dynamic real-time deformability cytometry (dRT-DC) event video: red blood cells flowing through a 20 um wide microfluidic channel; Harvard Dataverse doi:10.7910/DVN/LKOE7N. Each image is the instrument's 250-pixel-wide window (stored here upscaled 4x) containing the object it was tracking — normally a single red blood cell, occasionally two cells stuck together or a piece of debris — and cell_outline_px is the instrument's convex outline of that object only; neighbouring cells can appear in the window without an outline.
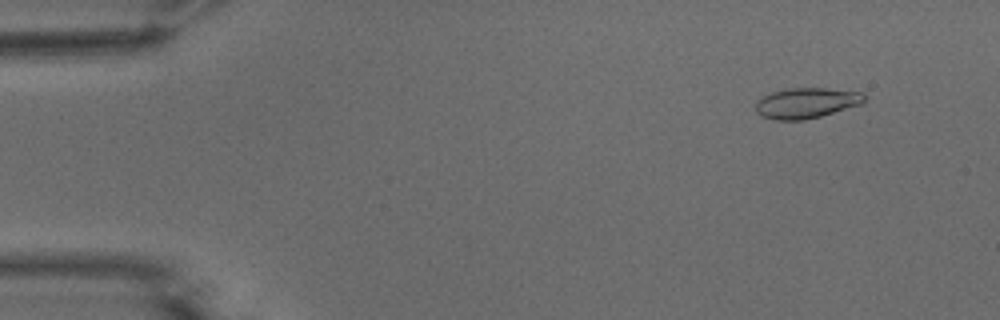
{"species": "common noctule bat (a hibernating species)", "species_latin": "Nyctalus noctula", "temperature_condition": "warm", "stored_images_in_passage": 54, "camera_frame_rate_fps": 3000, "um_per_image_px": 0.085, "animal": {"sex": "male", "body_mass_g": 15.6}, "frame": {"image": 1, "passage_image": 5, "time_ms": 1.333, "image_size_px": [1000, 320], "cell_outline_px": [[868, 96], [860, 104], [820, 116], [804, 120], [776, 120], [760, 116], [756, 112], [756, 100], [772, 92], [788, 88], [824, 88], [864, 92]], "centroid_in_image_um": [68.53, 8.75], "position_along_channel_um": 16.5, "area_um2": 19.31}}
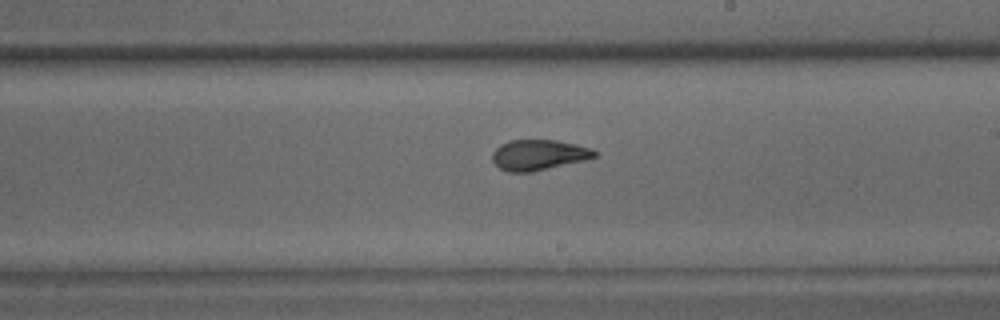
{"frame": {"image": 2, "passage_image": 31, "time_ms": 10.0, "image_size_px": [1000, 320], "cell_outline_px": [[596, 156], [584, 160], [532, 172], [508, 172], [500, 168], [492, 160], [492, 152], [500, 144], [508, 140], [556, 140], [576, 144], [592, 148], [596, 152]], "centroid_in_image_um": [45.76, 13.16], "position_along_channel_um": 243.2, "area_um2": 18.15}}
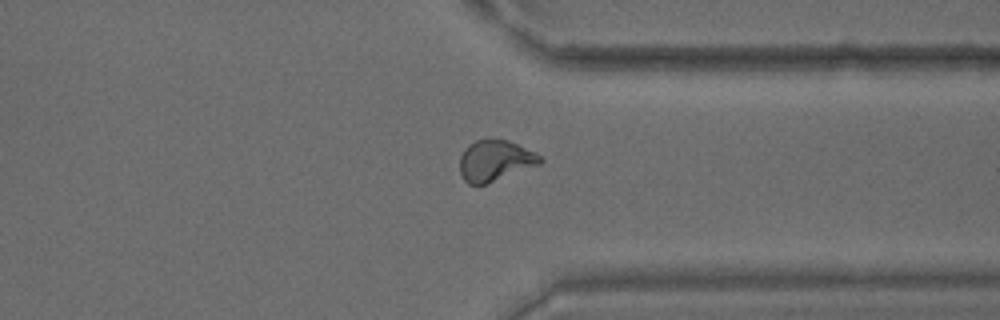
{"frame": {"image": 3, "passage_image": 41, "time_ms": 13.333, "image_size_px": [1000, 320], "cell_outline_px": [[544, 160], [540, 164], [488, 184], [468, 184], [464, 180], [460, 172], [460, 156], [464, 148], [468, 144], [476, 140], [508, 140], [536, 152]], "centroid_in_image_um": [42.08, 13.66], "position_along_channel_um": 369.3, "area_um2": 19.25}}